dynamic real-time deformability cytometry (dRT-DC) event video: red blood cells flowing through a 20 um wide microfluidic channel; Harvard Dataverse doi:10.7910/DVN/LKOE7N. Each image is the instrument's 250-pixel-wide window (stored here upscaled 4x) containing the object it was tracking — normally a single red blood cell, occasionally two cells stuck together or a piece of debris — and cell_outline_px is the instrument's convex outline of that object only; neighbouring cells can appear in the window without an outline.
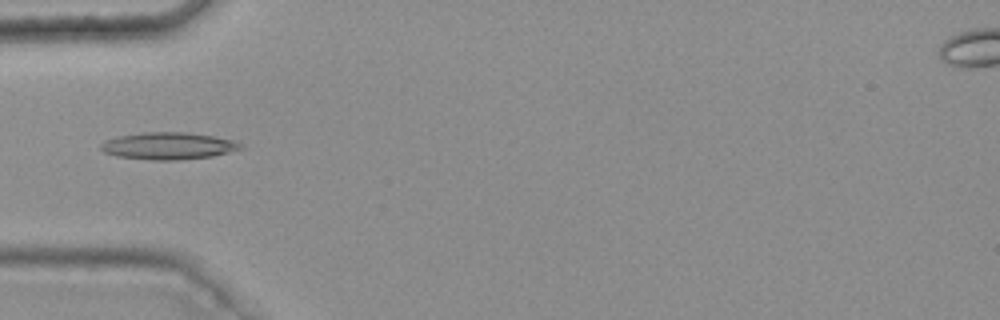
{"species": "common noctule bat (a hibernating species)", "species_latin": "Nyctalus noctula", "temperature_condition": "warm", "stored_images_in_passage": 31, "camera_frame_rate_fps": 3000, "um_per_image_px": 0.085, "animal": {"sex": "female", "body_mass_g": 25.1}, "frame": {"image": 1, "passage_image": 1, "time_ms": 0.0, "image_size_px": [1000, 320], "cell_outline_px": [[244, 148], [212, 156], [176, 160], [156, 160], [116, 156], [104, 152], [100, 148], [100, 144], [104, 140], [116, 136], [144, 132], [184, 132], [212, 136], [232, 140], [244, 144]], "centroid_in_image_um": [14.28, 12.39], "position_along_channel_um": 70.7, "area_um2": 22.02}}